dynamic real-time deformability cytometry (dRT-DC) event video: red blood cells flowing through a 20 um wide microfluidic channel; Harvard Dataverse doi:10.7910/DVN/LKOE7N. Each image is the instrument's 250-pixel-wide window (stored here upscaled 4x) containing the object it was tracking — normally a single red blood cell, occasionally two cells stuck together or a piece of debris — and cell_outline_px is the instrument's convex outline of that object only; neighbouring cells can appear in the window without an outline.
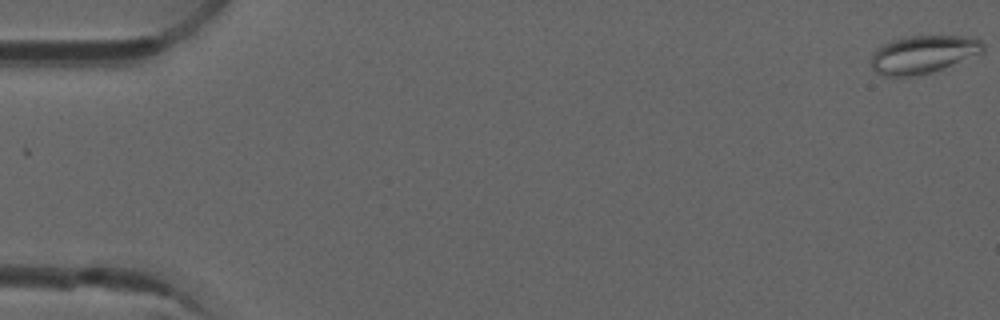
{"species": "common noctule bat (a hibernating species)", "species_latin": "Nyctalus noctula", "temperature_condition": "room temperature", "stored_images_in_passage": 53, "camera_frame_rate_fps": 3000, "um_per_image_px": 0.085, "animal": {"sex": "male", "forearm_length_mm": 52.5}, "frame": {"image": 1, "passage_image": 1, "time_ms": 0.0, "image_size_px": [1000, 320], "cell_outline_px": [[984, 52], [932, 72], [912, 76], [884, 76], [876, 72], [872, 68], [872, 52], [876, 48], [892, 40], [908, 36], [964, 36], [980, 40], [984, 44]], "centroid_in_image_um": [78.45, 4.62], "position_along_channel_um": 6.5, "area_um2": 24.57}}
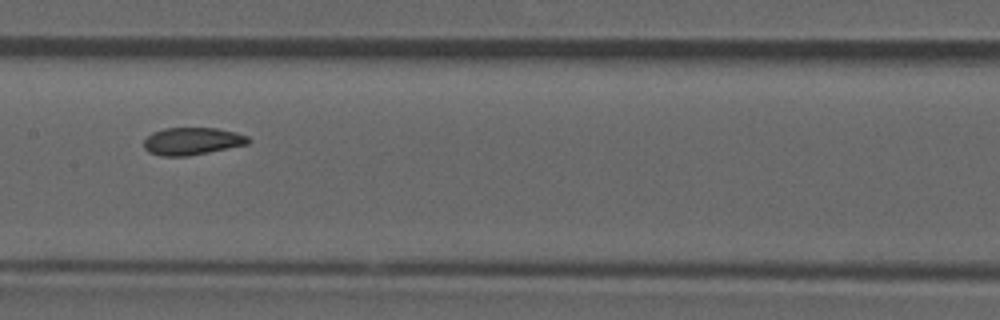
{"frame": {"image": 2, "passage_image": 27, "time_ms": 8.667, "image_size_px": [1000, 320], "cell_outline_px": [[252, 140], [248, 144], [188, 156], [160, 156], [148, 152], [144, 148], [144, 140], [152, 132], [164, 128], [216, 128], [236, 132], [248, 136]], "centroid_in_image_um": [16.33, 12.0], "position_along_channel_um": 191.1, "area_um2": 16.76}}
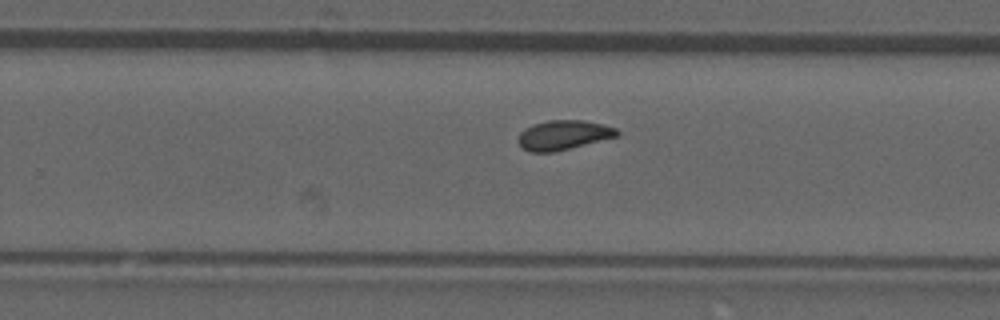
{"frame": {"image": 3, "passage_image": 34, "time_ms": 11.0, "image_size_px": [1000, 320], "cell_outline_px": [[620, 132], [616, 136], [552, 152], [532, 152], [524, 148], [516, 140], [520, 132], [532, 124], [548, 120], [584, 120], [604, 124], [616, 128]], "centroid_in_image_um": [47.86, 11.45], "position_along_channel_um": 281.9, "area_um2": 16.76}, "authors_computed_cell_mechanics": {"area_um2": 17.051, "velocity_mm_per_s": 3.9139, "shape_relaxation_time_tau1_ms": null, "shape_relaxation_time_tau2_ms": 2.6221, "deformation_change_tau1": null, "deformation_change_tau2": 0.082}}